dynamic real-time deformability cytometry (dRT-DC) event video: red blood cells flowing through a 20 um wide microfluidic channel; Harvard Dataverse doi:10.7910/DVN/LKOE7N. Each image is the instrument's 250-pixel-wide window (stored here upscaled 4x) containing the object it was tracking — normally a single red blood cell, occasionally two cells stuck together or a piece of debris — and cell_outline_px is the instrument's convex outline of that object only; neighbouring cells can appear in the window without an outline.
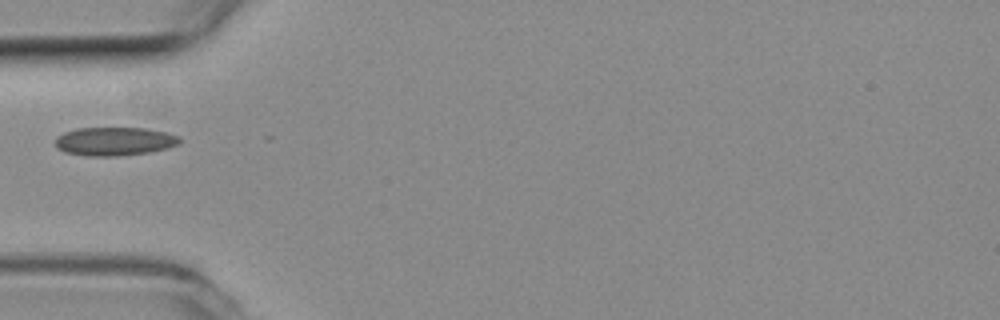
{"species": "common noctule bat (a hibernating species)", "species_latin": "Nyctalus noctula", "temperature_condition": "room temperature", "stored_images_in_passage": 15, "camera_frame_rate_fps": 3000, "um_per_image_px": 0.085, "animal": {"sex": "female", "body_mass_g": 19.3, "forearm_length_mm": 54.1}, "frame": {"image": 1, "passage_image": 1, "time_ms": 0.0, "image_size_px": [1000, 320], "cell_outline_px": [[180, 144], [148, 152], [120, 156], [88, 156], [64, 152], [56, 144], [56, 140], [64, 132], [76, 128], [144, 128], [164, 132], [180, 136]], "centroid_in_image_um": [9.74, 12.01], "position_along_channel_um": 75.3, "area_um2": 20.4}}
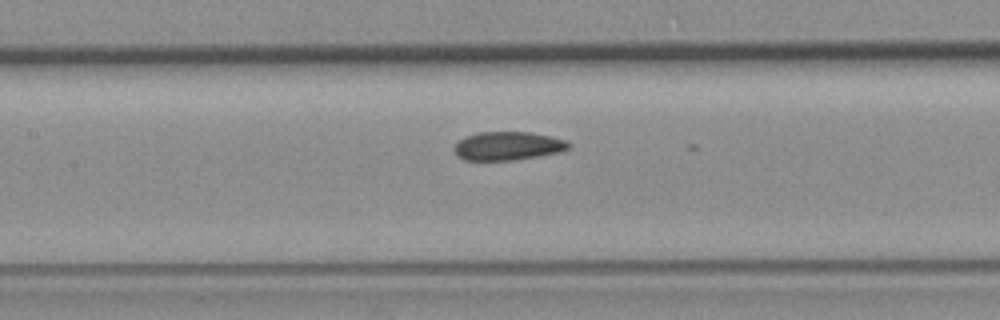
{"frame": {"image": 2, "passage_image": 8, "time_ms": 2.333, "image_size_px": [1000, 320], "cell_outline_px": [[572, 144], [568, 148], [560, 152], [512, 160], [464, 160], [456, 152], [456, 144], [464, 136], [480, 132], [528, 132], [548, 136], [564, 140]], "centroid_in_image_um": [43.17, 12.4], "position_along_channel_um": 164.2, "area_um2": 18.61}}
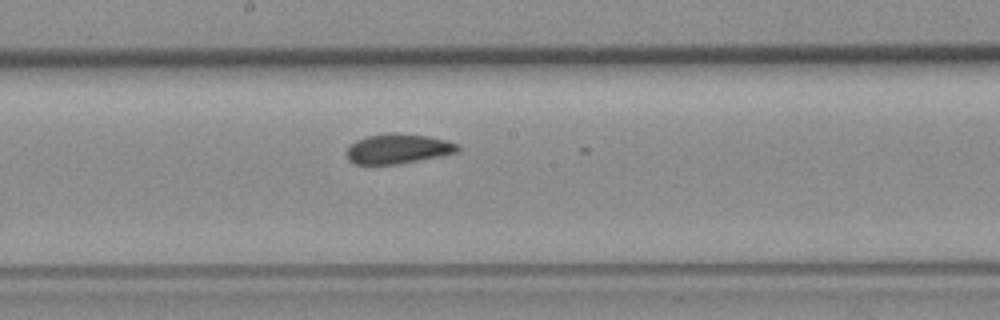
{"frame": {"image": 3, "passage_image": 12, "time_ms": 3.667, "image_size_px": [1000, 320], "cell_outline_px": [[460, 148], [456, 152], [396, 164], [356, 164], [348, 160], [348, 148], [356, 140], [368, 136], [388, 132], [396, 132], [428, 136], [444, 140], [456, 144]], "centroid_in_image_um": [33.79, 12.63], "position_along_channel_um": 214.4, "area_um2": 18.84}}